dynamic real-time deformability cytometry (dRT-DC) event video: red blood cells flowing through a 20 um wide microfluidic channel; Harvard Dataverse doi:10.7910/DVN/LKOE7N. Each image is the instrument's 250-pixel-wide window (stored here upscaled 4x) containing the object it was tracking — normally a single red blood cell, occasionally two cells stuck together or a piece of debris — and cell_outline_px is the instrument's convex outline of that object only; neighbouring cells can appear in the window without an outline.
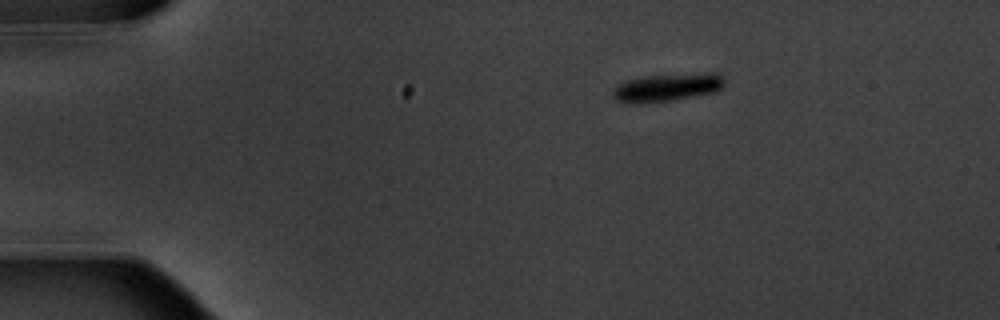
{"species": "common noctule bat (a hibernating species)", "species_latin": "Nyctalus noctula", "temperature_condition": "warm", "stored_images_in_passage": 3, "camera_frame_rate_fps": 3000, "um_per_image_px": 0.085, "animal": {"sex": "male", "body_mass_g": 20.1, "forearm_length_mm": 53.5}, "frame": {"image": 1, "passage_image": 1, "time_ms": 0.0, "image_size_px": [1000, 320], "cell_outline_px": [[724, 88], [716, 92], [672, 100], [644, 104], [624, 104], [616, 100], [612, 96], [612, 92], [620, 84], [628, 80], [648, 76], [708, 72], [716, 72], [724, 80]], "centroid_in_image_um": [56.73, 7.45], "position_along_channel_um": 28.3, "area_um2": 18.38}}